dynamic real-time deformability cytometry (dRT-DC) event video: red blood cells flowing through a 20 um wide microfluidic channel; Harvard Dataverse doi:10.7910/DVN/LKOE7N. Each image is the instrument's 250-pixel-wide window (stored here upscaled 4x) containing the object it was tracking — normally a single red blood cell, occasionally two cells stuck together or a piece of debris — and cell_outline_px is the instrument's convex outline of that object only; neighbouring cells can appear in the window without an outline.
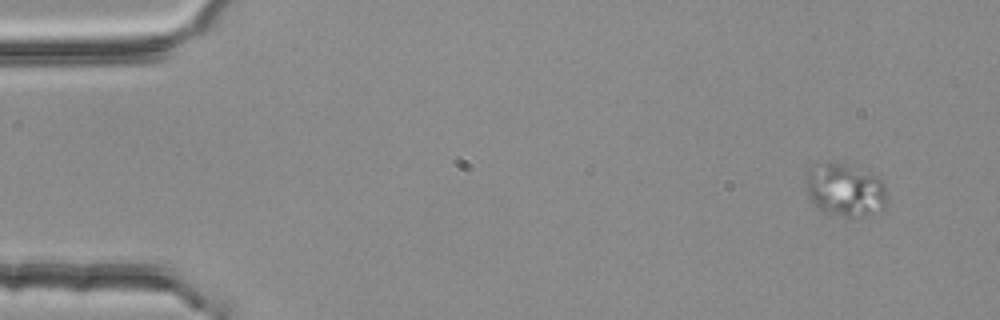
{"species": "common noctule bat (a hibernating species)", "species_latin": "Nyctalus noctula", "temperature_condition": "room temperature", "stored_images_in_passage": 3, "camera_frame_rate_fps": 3000, "um_per_image_px": 0.085, "animal": {"sex": "female", "body_mass_g": 25.1}, "frame": {"image": 1, "passage_image": 1, "time_ms": 0.0, "image_size_px": [1000, 320], "cell_outline_px": [[888, 200], [884, 208], [880, 212], [864, 216], [848, 216], [824, 212], [808, 196], [804, 180], [808, 168], [836, 160], [848, 164], [876, 176], [884, 184], [888, 196]], "centroid_in_image_um": [71.85, 16.12], "position_along_channel_um": 13.2, "area_um2": 25.26}}
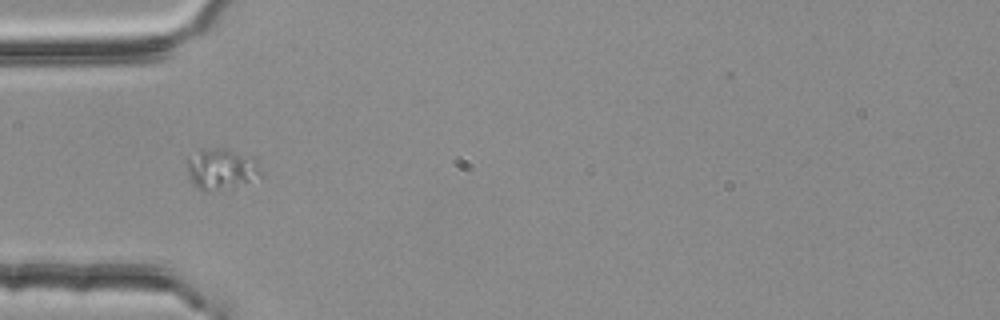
{"frame": {"image": 2, "passage_image": 3, "time_ms": 0.667, "image_size_px": [1000, 320], "cell_outline_px": [[264, 176], [208, 192], [204, 192], [196, 188], [188, 176], [188, 156], [200, 152], [216, 148], [224, 148], [256, 156], [264, 172]], "centroid_in_image_um": [18.88, 14.35], "position_along_channel_um": 66.1, "area_um2": 17.63}}